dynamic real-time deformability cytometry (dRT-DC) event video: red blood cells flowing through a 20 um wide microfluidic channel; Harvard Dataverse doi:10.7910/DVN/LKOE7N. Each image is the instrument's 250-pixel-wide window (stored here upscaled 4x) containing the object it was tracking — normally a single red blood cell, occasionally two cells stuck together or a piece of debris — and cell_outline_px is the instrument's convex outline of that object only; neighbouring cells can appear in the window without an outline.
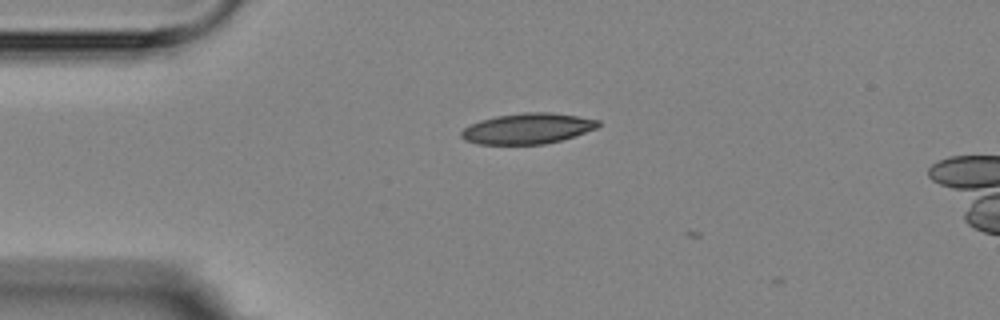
{"species": "Egyptian fruit bat (a non-hibernating species)", "species_latin": "Rousettus aegyptiacus", "temperature_condition": "room temperature", "stored_images_in_passage": 3, "camera_frame_rate_fps": 3000, "um_per_image_px": 0.085, "animal": {"sex": "female"}, "frame": {"image": 1, "passage_image": 1, "time_ms": 0.0, "image_size_px": [1000, 320], "cell_outline_px": [[600, 124], [596, 128], [560, 140], [544, 144], [476, 144], [464, 140], [460, 136], [460, 132], [464, 128], [480, 120], [496, 116], [524, 112], [552, 112], [600, 120]], "centroid_in_image_um": [44.8, 10.92], "position_along_channel_um": 40.2, "area_um2": 24.28}}